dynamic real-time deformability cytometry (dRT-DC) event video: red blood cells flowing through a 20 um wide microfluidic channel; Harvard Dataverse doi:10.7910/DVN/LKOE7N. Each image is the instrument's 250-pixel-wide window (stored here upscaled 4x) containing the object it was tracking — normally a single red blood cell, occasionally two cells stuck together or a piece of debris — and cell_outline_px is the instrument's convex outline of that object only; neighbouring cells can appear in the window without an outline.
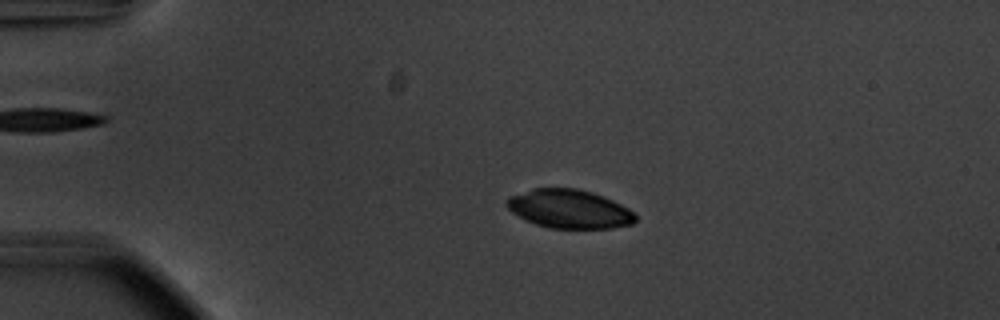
{"species": "common noctule bat (a hibernating species)", "species_latin": "Nyctalus noctula", "temperature_condition": "warm", "stored_images_in_passage": 56, "camera_frame_rate_fps": 3000, "um_per_image_px": 0.085, "animal": {"sex": "male", "body_mass_g": 20.1, "forearm_length_mm": 53.5}, "frame": {"image": 1, "passage_image": 13, "time_ms": 4.0, "image_size_px": [1000, 320], "cell_outline_px": [[636, 220], [632, 224], [612, 228], [548, 228], [524, 220], [512, 212], [504, 204], [504, 200], [508, 196], [532, 188], [576, 188], [592, 192], [604, 196], [628, 208], [636, 216]], "centroid_in_image_um": [48.34, 17.75], "position_along_channel_um": 36.7, "area_um2": 29.25}}
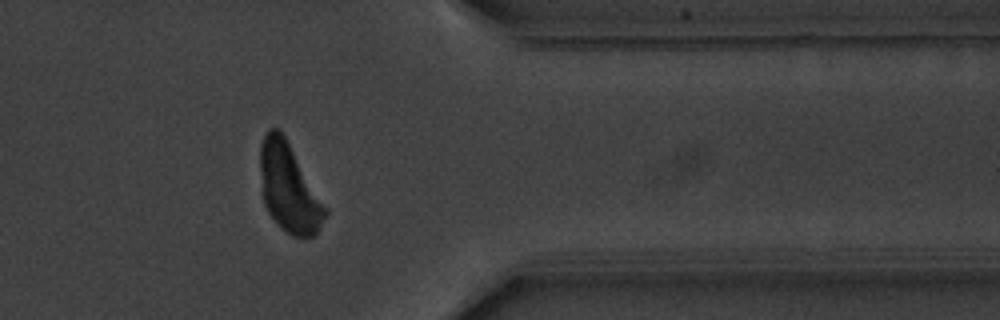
{"frame": {"image": 2, "passage_image": 46, "time_ms": 15.0, "image_size_px": [1000, 320], "cell_outline_px": [[328, 212], [320, 228], [312, 236], [304, 240], [292, 236], [280, 228], [268, 212], [264, 204], [260, 172], [260, 144], [268, 128], [276, 128], [284, 136], [328, 208]], "centroid_in_image_um": [24.57, 16.03], "position_along_channel_um": 386.8, "area_um2": 33.58}}
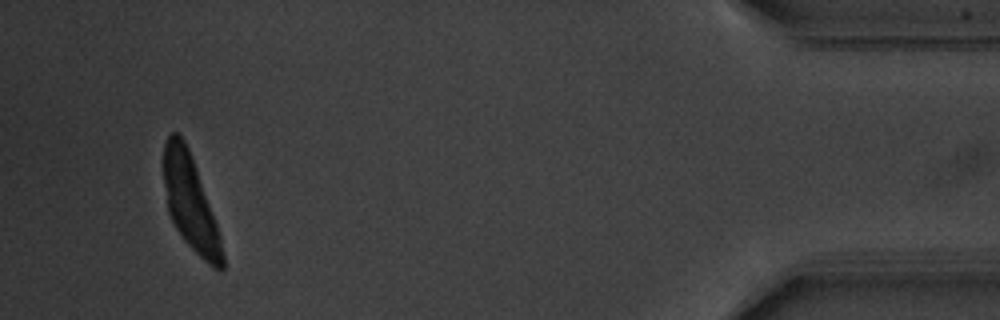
{"frame": {"image": 3, "passage_image": 53, "time_ms": 17.333, "image_size_px": [1000, 320], "cell_outline_px": [[224, 268], [216, 268], [208, 264], [184, 240], [176, 228], [168, 212], [164, 184], [164, 144], [168, 136], [172, 132], [176, 132], [184, 140], [192, 156], [216, 224], [220, 236], [224, 256]], "centroid_in_image_um": [16.16, 17.21], "position_along_channel_um": 419.0, "area_um2": 31.67}}